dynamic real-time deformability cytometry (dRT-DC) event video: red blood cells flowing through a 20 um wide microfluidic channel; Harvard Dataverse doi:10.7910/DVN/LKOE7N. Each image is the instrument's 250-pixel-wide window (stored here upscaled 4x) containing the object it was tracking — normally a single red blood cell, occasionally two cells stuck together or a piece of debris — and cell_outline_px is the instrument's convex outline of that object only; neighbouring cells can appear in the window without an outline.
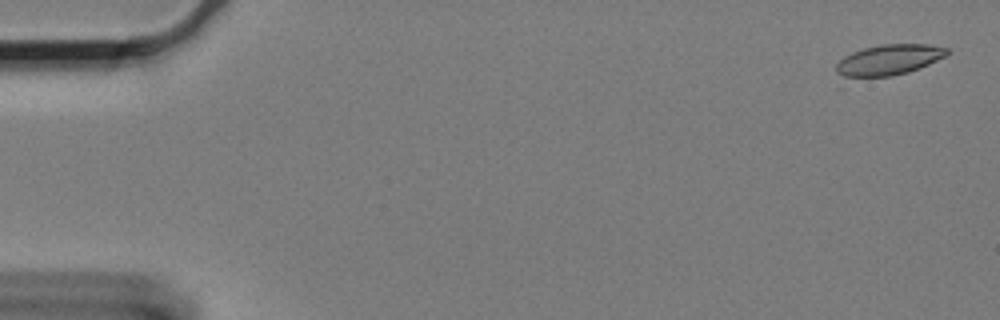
{"species": "Egyptian fruit bat (a non-hibernating species)", "species_latin": "Rousettus aegyptiacus", "temperature_condition": "cold", "stored_images_in_passage": 31, "camera_frame_rate_fps": 3000, "um_per_image_px": 0.085, "animal": {"sex": "female"}, "frame": {"image": 1, "passage_image": 2, "time_ms": 0.333, "image_size_px": [1000, 320], "cell_outline_px": [[952, 52], [920, 68], [908, 72], [892, 76], [848, 80], [844, 80], [836, 72], [836, 64], [844, 56], [852, 52], [864, 48], [880, 44], [928, 44], [948, 48]], "centroid_in_image_um": [75.47, 5.13], "position_along_channel_um": 9.5, "area_um2": 20.4}}
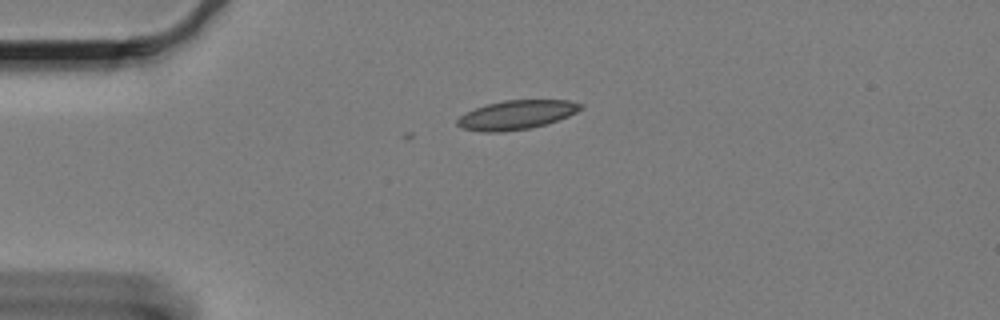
{"frame": {"image": 2, "passage_image": 15, "time_ms": 4.667, "image_size_px": [1000, 320], "cell_outline_px": [[584, 108], [568, 116], [544, 124], [528, 128], [504, 132], [484, 132], [460, 128], [456, 124], [456, 120], [460, 116], [476, 108], [488, 104], [504, 100], [568, 100], [584, 104]], "centroid_in_image_um": [43.9, 9.76], "position_along_channel_um": 41.1, "area_um2": 20.75}}
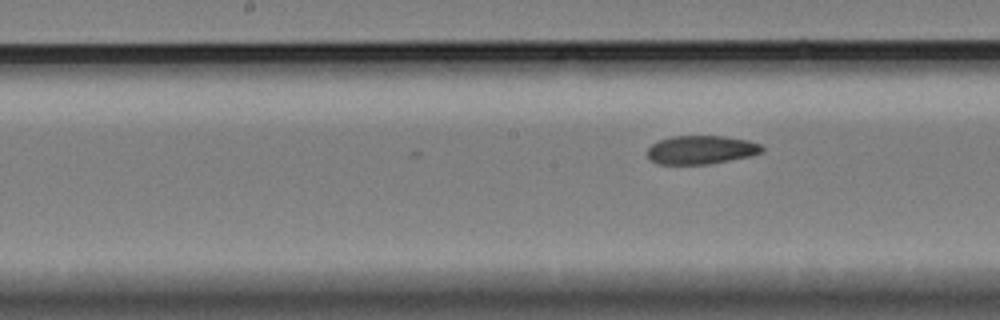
{"frame": {"image": 3, "passage_image": 31, "time_ms": 10.0, "image_size_px": [1000, 320], "cell_outline_px": [[764, 152], [752, 156], [708, 164], [656, 164], [648, 160], [648, 148], [652, 144], [660, 140], [672, 136], [724, 136], [748, 140], [760, 144], [764, 148]], "centroid_in_image_um": [59.61, 12.74], "position_along_channel_um": 188.6, "area_um2": 19.25}}